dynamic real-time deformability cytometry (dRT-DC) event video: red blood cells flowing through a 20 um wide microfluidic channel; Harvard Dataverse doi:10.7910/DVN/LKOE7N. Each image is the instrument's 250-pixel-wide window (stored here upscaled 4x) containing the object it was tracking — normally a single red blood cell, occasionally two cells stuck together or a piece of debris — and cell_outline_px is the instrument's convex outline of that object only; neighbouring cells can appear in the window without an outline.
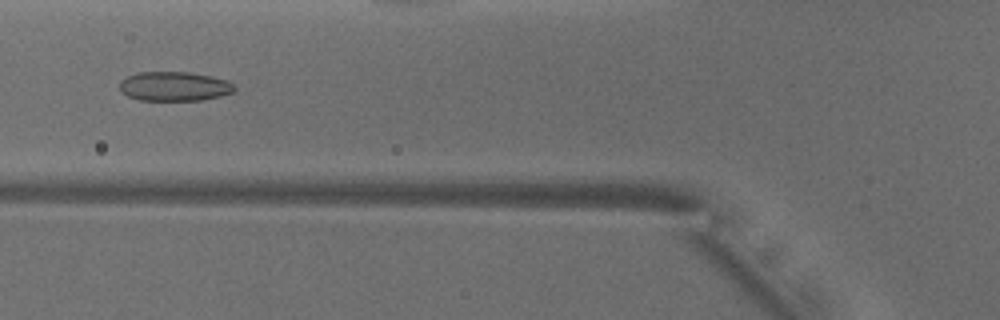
{"species": "common noctule bat (a hibernating species)", "species_latin": "Nyctalus noctula", "temperature_condition": "warm", "stored_images_in_passage": 37, "camera_frame_rate_fps": 3000, "um_per_image_px": 0.085, "animal": {"sex": "male", "body_mass_g": 18.8}, "frame": {"image": 1, "passage_image": 5, "time_ms": 1.333, "image_size_px": [1000, 320], "cell_outline_px": [[236, 88], [232, 92], [220, 96], [200, 100], [140, 100], [128, 96], [120, 92], [120, 80], [136, 72], [188, 72], [212, 76], [228, 80]], "centroid_in_image_um": [14.8, 7.33], "position_along_channel_um": 111.0, "area_um2": 19.65}}
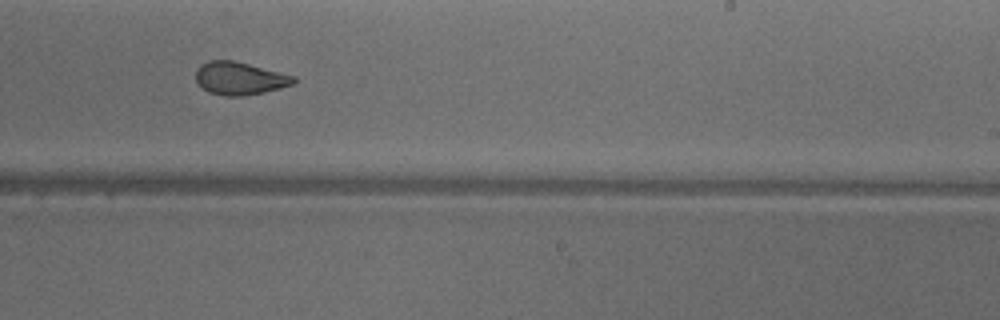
{"frame": {"image": 2, "passage_image": 17, "time_ms": 5.333, "image_size_px": [1000, 320], "cell_outline_px": [[296, 80], [292, 84], [280, 88], [264, 92], [244, 96], [224, 96], [208, 92], [196, 80], [196, 68], [200, 64], [208, 60], [232, 60], [296, 76]], "centroid_in_image_um": [20.35, 6.66], "position_along_channel_um": 268.6, "area_um2": 18.67}}
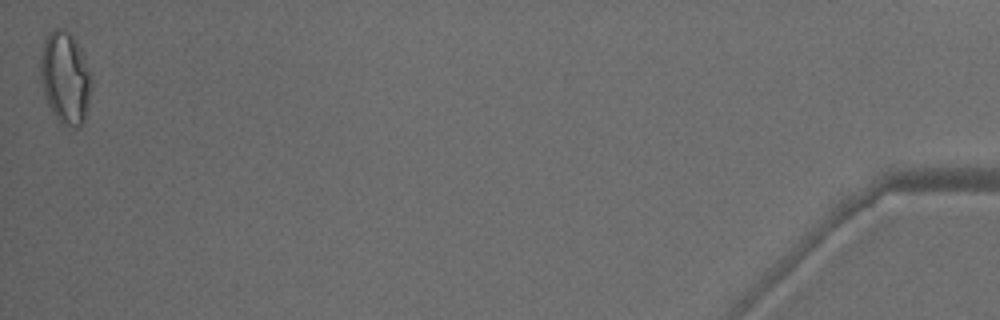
{"frame": {"image": 3, "passage_image": 37, "time_ms": 12.0, "image_size_px": [1000, 320], "cell_outline_px": [[92, 80], [88, 104], [84, 120], [80, 128], [72, 128], [60, 124], [52, 112], [48, 104], [44, 92], [40, 76], [40, 56], [44, 40], [48, 32], [56, 28], [64, 28], [72, 36], [80, 52]], "centroid_in_image_um": [5.51, 6.65], "position_along_channel_um": 429.7, "area_um2": 27.11}, "authors_computed_cell_mechanics": {"area_um2": 19.652, "velocity_mm_per_s": 3.9396, "shape_relaxation_time_tau1_ms": null, "shape_relaxation_time_tau2_ms": 1.6013, "deformation_change_tau1": null, "deformation_change_tau2": 0.0879}}